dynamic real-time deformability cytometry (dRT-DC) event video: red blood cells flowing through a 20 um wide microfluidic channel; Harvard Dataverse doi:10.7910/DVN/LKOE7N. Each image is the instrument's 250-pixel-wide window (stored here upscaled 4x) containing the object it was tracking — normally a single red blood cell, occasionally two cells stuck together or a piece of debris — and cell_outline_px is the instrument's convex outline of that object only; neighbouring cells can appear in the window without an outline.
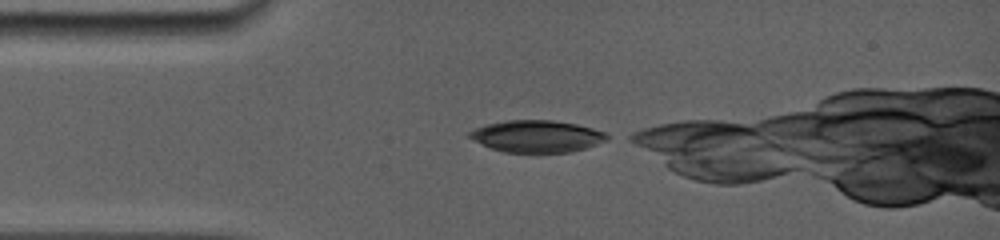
{"species": "common noctule bat (a hibernating species)", "species_latin": "Nyctalus noctula", "temperature_condition": "room temperature", "stored_images_in_passage": 22, "camera_frame_rate_fps": 5000, "um_per_image_px": 0.085, "animal": {"sex": "female", "body_mass_g": 19.0, "forearm_length_mm": 56.7}, "frame": {"image": 1, "passage_image": 1, "time_ms": 0.0, "image_size_px": [1000, 240], "cell_outline_px": [[612, 136], [608, 140], [572, 152], [504, 152], [492, 148], [468, 136], [468, 132], [476, 128], [488, 124], [504, 120], [552, 120], [576, 124], [592, 128], [604, 132]], "centroid_in_image_um": [45.68, 11.57], "position_along_channel_um": 39.3, "area_um2": 25.37}}
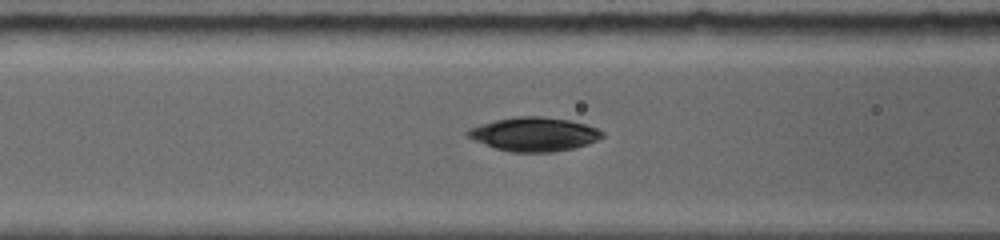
{"frame": {"image": 2, "passage_image": 11, "time_ms": 2.6, "image_size_px": [1000, 240], "cell_outline_px": [[604, 136], [588, 144], [572, 148], [552, 152], [508, 152], [496, 148], [464, 136], [464, 132], [468, 128], [480, 124], [496, 120], [516, 116], [540, 116], [568, 120], [584, 124], [596, 128], [604, 132]], "centroid_in_image_um": [45.35, 11.41], "position_along_channel_um": 121.2, "area_um2": 26.53}}
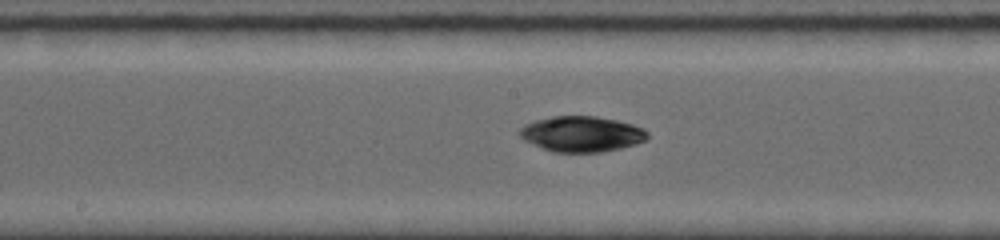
{"frame": {"image": 3, "passage_image": 19, "time_ms": 4.6, "image_size_px": [1000, 240], "cell_outline_px": [[648, 136], [644, 140], [636, 144], [620, 148], [600, 152], [552, 152], [524, 140], [520, 136], [520, 128], [524, 124], [536, 120], [552, 116], [596, 116], [616, 120], [632, 124], [644, 128], [648, 132]], "centroid_in_image_um": [49.44, 11.38], "position_along_channel_um": 198.8, "area_um2": 26.41}}